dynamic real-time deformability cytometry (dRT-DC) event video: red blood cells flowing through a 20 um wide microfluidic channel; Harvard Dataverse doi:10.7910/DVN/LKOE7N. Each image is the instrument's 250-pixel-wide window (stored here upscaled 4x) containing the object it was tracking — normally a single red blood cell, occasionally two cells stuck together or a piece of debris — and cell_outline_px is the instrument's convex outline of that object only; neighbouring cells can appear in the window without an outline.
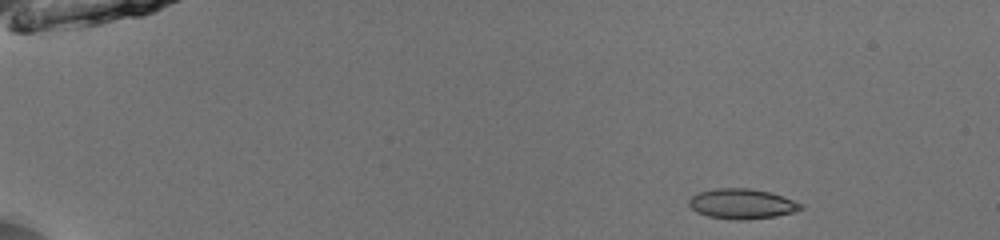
{"species": "common noctule bat (a hibernating species)", "species_latin": "Nyctalus noctula", "temperature_condition": "room temperature", "stored_images_in_passage": 46, "camera_frame_rate_fps": 3000, "um_per_image_px": 0.085, "animal": {"sex": "male", "body_mass_g": 13.0, "forearm_length_mm": 53.1}, "frame": {"image": 1, "passage_image": 1, "time_ms": 0.0, "image_size_px": [1000, 240], "cell_outline_px": [[804, 208], [792, 212], [776, 216], [748, 220], [736, 220], [708, 216], [696, 212], [688, 204], [688, 200], [696, 192], [716, 188], [748, 188], [768, 192], [804, 204]], "centroid_in_image_um": [63.03, 17.33], "position_along_channel_um": 22.0, "area_um2": 19.59}}
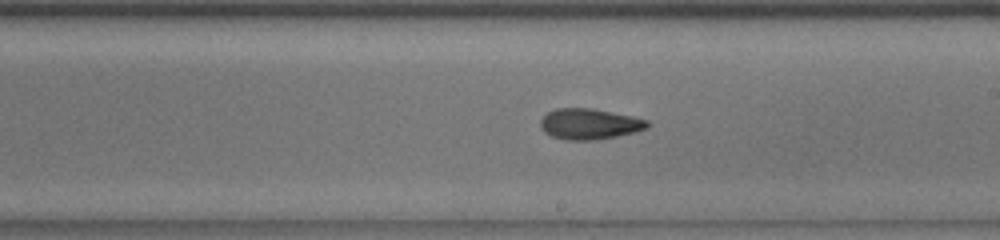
{"frame": {"image": 2, "passage_image": 26, "time_ms": 8.333, "image_size_px": [1000, 240], "cell_outline_px": [[652, 124], [648, 128], [636, 132], [596, 140], [564, 140], [552, 136], [544, 132], [540, 128], [540, 120], [548, 112], [556, 108], [592, 108], [632, 116], [648, 120]], "centroid_in_image_um": [50.12, 10.54], "position_along_channel_um": 238.9, "area_um2": 19.36}}
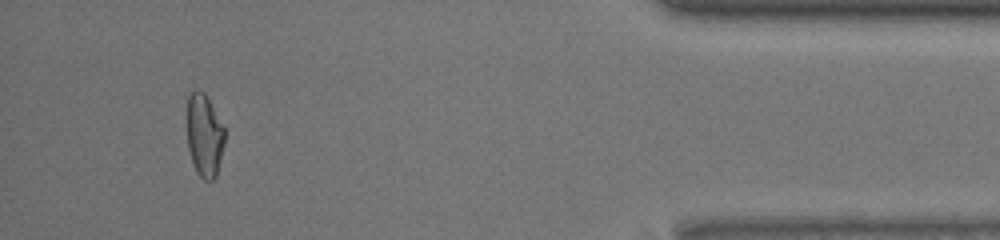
{"frame": {"image": 3, "passage_image": 43, "time_ms": 14.0, "image_size_px": [1000, 240], "cell_outline_px": [[224, 144], [216, 176], [212, 180], [204, 180], [196, 172], [188, 148], [188, 96], [196, 88], [200, 88], [208, 96], [224, 128]], "centroid_in_image_um": [17.38, 11.47], "position_along_channel_um": 417.8, "area_um2": 18.09}, "authors_computed_cell_mechanics": {"area_um2": 19.074, "velocity_mm_per_s": 3.9833, "shape_relaxation_time_tau1_ms": 3.506, "shape_relaxation_time_tau2_ms": 2.5613, "deformation_change_tau1": 0.1287, "deformation_change_tau2": 0.0801}}